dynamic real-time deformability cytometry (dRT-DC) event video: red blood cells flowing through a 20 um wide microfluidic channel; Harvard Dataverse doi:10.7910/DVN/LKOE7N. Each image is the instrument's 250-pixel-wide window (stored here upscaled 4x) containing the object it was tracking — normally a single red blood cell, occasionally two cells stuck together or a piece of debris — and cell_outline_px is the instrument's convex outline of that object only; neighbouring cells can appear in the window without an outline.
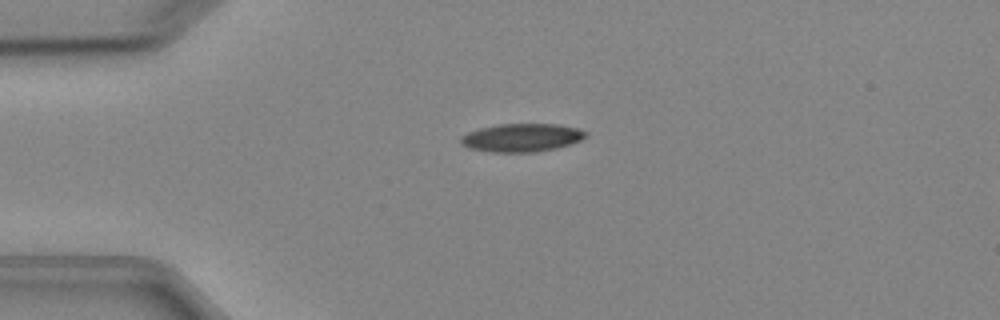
{"species": "Egyptian fruit bat (a non-hibernating species)", "species_latin": "Rousettus aegyptiacus", "temperature_condition": "cold", "stored_images_in_passage": 3, "camera_frame_rate_fps": 3000, "um_per_image_px": 0.085, "animal": {"sex": "female"}, "frame": {"image": 1, "passage_image": 2, "time_ms": 1.0, "image_size_px": [1000, 320], "cell_outline_px": [[588, 136], [572, 144], [556, 148], [536, 152], [492, 152], [468, 148], [460, 144], [460, 136], [468, 132], [480, 128], [500, 124], [560, 124], [576, 128], [588, 132]], "centroid_in_image_um": [44.35, 11.7], "position_along_channel_um": 40.7, "area_um2": 20.69}}